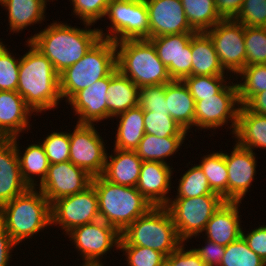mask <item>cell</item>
<instances>
[{
	"label": "cell",
	"instance_id": "cell-25",
	"mask_svg": "<svg viewBox=\"0 0 266 266\" xmlns=\"http://www.w3.org/2000/svg\"><path fill=\"white\" fill-rule=\"evenodd\" d=\"M165 99L170 116L187 133L195 128V101L183 81L165 84Z\"/></svg>",
	"mask_w": 266,
	"mask_h": 266
},
{
	"label": "cell",
	"instance_id": "cell-51",
	"mask_svg": "<svg viewBox=\"0 0 266 266\" xmlns=\"http://www.w3.org/2000/svg\"><path fill=\"white\" fill-rule=\"evenodd\" d=\"M18 246L0 223V266H9L12 251Z\"/></svg>",
	"mask_w": 266,
	"mask_h": 266
},
{
	"label": "cell",
	"instance_id": "cell-2",
	"mask_svg": "<svg viewBox=\"0 0 266 266\" xmlns=\"http://www.w3.org/2000/svg\"><path fill=\"white\" fill-rule=\"evenodd\" d=\"M25 45L29 50L20 59L17 92L37 115L57 108L62 101L59 74L51 61L29 41Z\"/></svg>",
	"mask_w": 266,
	"mask_h": 266
},
{
	"label": "cell",
	"instance_id": "cell-36",
	"mask_svg": "<svg viewBox=\"0 0 266 266\" xmlns=\"http://www.w3.org/2000/svg\"><path fill=\"white\" fill-rule=\"evenodd\" d=\"M188 168L178 181L175 198H195L216 194L211 190L207 177L198 164H194L193 167L191 165V168Z\"/></svg>",
	"mask_w": 266,
	"mask_h": 266
},
{
	"label": "cell",
	"instance_id": "cell-43",
	"mask_svg": "<svg viewBox=\"0 0 266 266\" xmlns=\"http://www.w3.org/2000/svg\"><path fill=\"white\" fill-rule=\"evenodd\" d=\"M119 251L125 255L127 266H160L166 258L157 250L137 245H119Z\"/></svg>",
	"mask_w": 266,
	"mask_h": 266
},
{
	"label": "cell",
	"instance_id": "cell-42",
	"mask_svg": "<svg viewBox=\"0 0 266 266\" xmlns=\"http://www.w3.org/2000/svg\"><path fill=\"white\" fill-rule=\"evenodd\" d=\"M45 149L49 164H57L69 160L70 140L66 131H52L41 142Z\"/></svg>",
	"mask_w": 266,
	"mask_h": 266
},
{
	"label": "cell",
	"instance_id": "cell-29",
	"mask_svg": "<svg viewBox=\"0 0 266 266\" xmlns=\"http://www.w3.org/2000/svg\"><path fill=\"white\" fill-rule=\"evenodd\" d=\"M115 119L119 120V123L115 131L113 147L135 151L145 134L144 110L137 105L115 116Z\"/></svg>",
	"mask_w": 266,
	"mask_h": 266
},
{
	"label": "cell",
	"instance_id": "cell-49",
	"mask_svg": "<svg viewBox=\"0 0 266 266\" xmlns=\"http://www.w3.org/2000/svg\"><path fill=\"white\" fill-rule=\"evenodd\" d=\"M245 232L242 230V237L248 247L266 261V225H259L258 228Z\"/></svg>",
	"mask_w": 266,
	"mask_h": 266
},
{
	"label": "cell",
	"instance_id": "cell-16",
	"mask_svg": "<svg viewBox=\"0 0 266 266\" xmlns=\"http://www.w3.org/2000/svg\"><path fill=\"white\" fill-rule=\"evenodd\" d=\"M148 9L150 38L195 33L190 27L181 0H144Z\"/></svg>",
	"mask_w": 266,
	"mask_h": 266
},
{
	"label": "cell",
	"instance_id": "cell-5",
	"mask_svg": "<svg viewBox=\"0 0 266 266\" xmlns=\"http://www.w3.org/2000/svg\"><path fill=\"white\" fill-rule=\"evenodd\" d=\"M115 46L117 69L139 88L173 81L149 39L121 40Z\"/></svg>",
	"mask_w": 266,
	"mask_h": 266
},
{
	"label": "cell",
	"instance_id": "cell-55",
	"mask_svg": "<svg viewBox=\"0 0 266 266\" xmlns=\"http://www.w3.org/2000/svg\"><path fill=\"white\" fill-rule=\"evenodd\" d=\"M160 266H172V263L167 258H165Z\"/></svg>",
	"mask_w": 266,
	"mask_h": 266
},
{
	"label": "cell",
	"instance_id": "cell-52",
	"mask_svg": "<svg viewBox=\"0 0 266 266\" xmlns=\"http://www.w3.org/2000/svg\"><path fill=\"white\" fill-rule=\"evenodd\" d=\"M217 12L222 19H234L244 0H215Z\"/></svg>",
	"mask_w": 266,
	"mask_h": 266
},
{
	"label": "cell",
	"instance_id": "cell-22",
	"mask_svg": "<svg viewBox=\"0 0 266 266\" xmlns=\"http://www.w3.org/2000/svg\"><path fill=\"white\" fill-rule=\"evenodd\" d=\"M241 203L225 201L208 221L204 230L205 238L223 246L240 238L243 230L242 215L239 214Z\"/></svg>",
	"mask_w": 266,
	"mask_h": 266
},
{
	"label": "cell",
	"instance_id": "cell-18",
	"mask_svg": "<svg viewBox=\"0 0 266 266\" xmlns=\"http://www.w3.org/2000/svg\"><path fill=\"white\" fill-rule=\"evenodd\" d=\"M109 75L77 92L67 104L71 106L78 124H97L107 119ZM95 122V123H94Z\"/></svg>",
	"mask_w": 266,
	"mask_h": 266
},
{
	"label": "cell",
	"instance_id": "cell-28",
	"mask_svg": "<svg viewBox=\"0 0 266 266\" xmlns=\"http://www.w3.org/2000/svg\"><path fill=\"white\" fill-rule=\"evenodd\" d=\"M192 75L226 76L210 36L206 32H195L191 38Z\"/></svg>",
	"mask_w": 266,
	"mask_h": 266
},
{
	"label": "cell",
	"instance_id": "cell-30",
	"mask_svg": "<svg viewBox=\"0 0 266 266\" xmlns=\"http://www.w3.org/2000/svg\"><path fill=\"white\" fill-rule=\"evenodd\" d=\"M12 139L15 143V148L18 154L23 180L30 188H35L43 182L48 173L49 161L45 149L38 141V144L34 143L29 145L26 149H23L25 152L22 153L19 149L22 147L19 146V136ZM35 177H37V179Z\"/></svg>",
	"mask_w": 266,
	"mask_h": 266
},
{
	"label": "cell",
	"instance_id": "cell-47",
	"mask_svg": "<svg viewBox=\"0 0 266 266\" xmlns=\"http://www.w3.org/2000/svg\"><path fill=\"white\" fill-rule=\"evenodd\" d=\"M139 106L144 111L166 112V115H170L165 99V84L140 87Z\"/></svg>",
	"mask_w": 266,
	"mask_h": 266
},
{
	"label": "cell",
	"instance_id": "cell-34",
	"mask_svg": "<svg viewBox=\"0 0 266 266\" xmlns=\"http://www.w3.org/2000/svg\"><path fill=\"white\" fill-rule=\"evenodd\" d=\"M199 166L207 177L211 190L228 201V170L225 163V153L214 151L204 155Z\"/></svg>",
	"mask_w": 266,
	"mask_h": 266
},
{
	"label": "cell",
	"instance_id": "cell-24",
	"mask_svg": "<svg viewBox=\"0 0 266 266\" xmlns=\"http://www.w3.org/2000/svg\"><path fill=\"white\" fill-rule=\"evenodd\" d=\"M139 89L116 67L109 74L107 119L110 121L113 117L139 105Z\"/></svg>",
	"mask_w": 266,
	"mask_h": 266
},
{
	"label": "cell",
	"instance_id": "cell-37",
	"mask_svg": "<svg viewBox=\"0 0 266 266\" xmlns=\"http://www.w3.org/2000/svg\"><path fill=\"white\" fill-rule=\"evenodd\" d=\"M220 266H266V261L253 252L241 236L225 246Z\"/></svg>",
	"mask_w": 266,
	"mask_h": 266
},
{
	"label": "cell",
	"instance_id": "cell-17",
	"mask_svg": "<svg viewBox=\"0 0 266 266\" xmlns=\"http://www.w3.org/2000/svg\"><path fill=\"white\" fill-rule=\"evenodd\" d=\"M230 155L225 153L228 170V201L241 202L252 186L256 174V154L234 143Z\"/></svg>",
	"mask_w": 266,
	"mask_h": 266
},
{
	"label": "cell",
	"instance_id": "cell-10",
	"mask_svg": "<svg viewBox=\"0 0 266 266\" xmlns=\"http://www.w3.org/2000/svg\"><path fill=\"white\" fill-rule=\"evenodd\" d=\"M99 219L98 197L92 184L82 192L59 198L51 204V226L59 225L63 234Z\"/></svg>",
	"mask_w": 266,
	"mask_h": 266
},
{
	"label": "cell",
	"instance_id": "cell-20",
	"mask_svg": "<svg viewBox=\"0 0 266 266\" xmlns=\"http://www.w3.org/2000/svg\"><path fill=\"white\" fill-rule=\"evenodd\" d=\"M35 113L17 91H0V138L12 139L30 131L31 117Z\"/></svg>",
	"mask_w": 266,
	"mask_h": 266
},
{
	"label": "cell",
	"instance_id": "cell-48",
	"mask_svg": "<svg viewBox=\"0 0 266 266\" xmlns=\"http://www.w3.org/2000/svg\"><path fill=\"white\" fill-rule=\"evenodd\" d=\"M185 246L187 244L185 245L183 242L166 257L172 263V266H207L193 248L188 250Z\"/></svg>",
	"mask_w": 266,
	"mask_h": 266
},
{
	"label": "cell",
	"instance_id": "cell-4",
	"mask_svg": "<svg viewBox=\"0 0 266 266\" xmlns=\"http://www.w3.org/2000/svg\"><path fill=\"white\" fill-rule=\"evenodd\" d=\"M98 197L100 219L122 233L153 206L136 187L109 182L102 175L92 177Z\"/></svg>",
	"mask_w": 266,
	"mask_h": 266
},
{
	"label": "cell",
	"instance_id": "cell-50",
	"mask_svg": "<svg viewBox=\"0 0 266 266\" xmlns=\"http://www.w3.org/2000/svg\"><path fill=\"white\" fill-rule=\"evenodd\" d=\"M205 246L193 248L207 266H220L225 253V246L205 238Z\"/></svg>",
	"mask_w": 266,
	"mask_h": 266
},
{
	"label": "cell",
	"instance_id": "cell-13",
	"mask_svg": "<svg viewBox=\"0 0 266 266\" xmlns=\"http://www.w3.org/2000/svg\"><path fill=\"white\" fill-rule=\"evenodd\" d=\"M67 235L83 260H102L103 255L112 253V248L119 250L121 233L101 219L76 227Z\"/></svg>",
	"mask_w": 266,
	"mask_h": 266
},
{
	"label": "cell",
	"instance_id": "cell-46",
	"mask_svg": "<svg viewBox=\"0 0 266 266\" xmlns=\"http://www.w3.org/2000/svg\"><path fill=\"white\" fill-rule=\"evenodd\" d=\"M234 20L244 26L266 27V0H244Z\"/></svg>",
	"mask_w": 266,
	"mask_h": 266
},
{
	"label": "cell",
	"instance_id": "cell-6",
	"mask_svg": "<svg viewBox=\"0 0 266 266\" xmlns=\"http://www.w3.org/2000/svg\"><path fill=\"white\" fill-rule=\"evenodd\" d=\"M116 67L115 42L100 38L78 62L59 74L62 100L65 98L67 103L77 92L107 77Z\"/></svg>",
	"mask_w": 266,
	"mask_h": 266
},
{
	"label": "cell",
	"instance_id": "cell-33",
	"mask_svg": "<svg viewBox=\"0 0 266 266\" xmlns=\"http://www.w3.org/2000/svg\"><path fill=\"white\" fill-rule=\"evenodd\" d=\"M106 16L110 21L109 26L107 25L106 32L101 27L98 29L100 37L115 43L129 39L130 0H111L105 18Z\"/></svg>",
	"mask_w": 266,
	"mask_h": 266
},
{
	"label": "cell",
	"instance_id": "cell-41",
	"mask_svg": "<svg viewBox=\"0 0 266 266\" xmlns=\"http://www.w3.org/2000/svg\"><path fill=\"white\" fill-rule=\"evenodd\" d=\"M246 66L266 64V27L245 26Z\"/></svg>",
	"mask_w": 266,
	"mask_h": 266
},
{
	"label": "cell",
	"instance_id": "cell-12",
	"mask_svg": "<svg viewBox=\"0 0 266 266\" xmlns=\"http://www.w3.org/2000/svg\"><path fill=\"white\" fill-rule=\"evenodd\" d=\"M206 33L224 71L236 77L246 66L245 26L234 19H222Z\"/></svg>",
	"mask_w": 266,
	"mask_h": 266
},
{
	"label": "cell",
	"instance_id": "cell-53",
	"mask_svg": "<svg viewBox=\"0 0 266 266\" xmlns=\"http://www.w3.org/2000/svg\"><path fill=\"white\" fill-rule=\"evenodd\" d=\"M245 106L257 114L266 115V91L254 95Z\"/></svg>",
	"mask_w": 266,
	"mask_h": 266
},
{
	"label": "cell",
	"instance_id": "cell-45",
	"mask_svg": "<svg viewBox=\"0 0 266 266\" xmlns=\"http://www.w3.org/2000/svg\"><path fill=\"white\" fill-rule=\"evenodd\" d=\"M73 6V14L82 23L95 24L104 18L111 0H69Z\"/></svg>",
	"mask_w": 266,
	"mask_h": 266
},
{
	"label": "cell",
	"instance_id": "cell-35",
	"mask_svg": "<svg viewBox=\"0 0 266 266\" xmlns=\"http://www.w3.org/2000/svg\"><path fill=\"white\" fill-rule=\"evenodd\" d=\"M239 104L244 106L254 95L266 91V64L245 66L237 75Z\"/></svg>",
	"mask_w": 266,
	"mask_h": 266
},
{
	"label": "cell",
	"instance_id": "cell-11",
	"mask_svg": "<svg viewBox=\"0 0 266 266\" xmlns=\"http://www.w3.org/2000/svg\"><path fill=\"white\" fill-rule=\"evenodd\" d=\"M95 125L76 123L73 132L69 131V161L92 177L103 174L108 153L102 135L100 136Z\"/></svg>",
	"mask_w": 266,
	"mask_h": 266
},
{
	"label": "cell",
	"instance_id": "cell-1",
	"mask_svg": "<svg viewBox=\"0 0 266 266\" xmlns=\"http://www.w3.org/2000/svg\"><path fill=\"white\" fill-rule=\"evenodd\" d=\"M83 25L85 28L80 29L70 23L53 21L27 41L46 56L60 74L78 62L101 38L99 28L90 29L93 24L89 23Z\"/></svg>",
	"mask_w": 266,
	"mask_h": 266
},
{
	"label": "cell",
	"instance_id": "cell-38",
	"mask_svg": "<svg viewBox=\"0 0 266 266\" xmlns=\"http://www.w3.org/2000/svg\"><path fill=\"white\" fill-rule=\"evenodd\" d=\"M196 76L190 75L182 81L188 87L194 101L201 100V97L214 96L218 94L230 81L233 76ZM232 77V78H231ZM231 78V79H230ZM228 79V80H227Z\"/></svg>",
	"mask_w": 266,
	"mask_h": 266
},
{
	"label": "cell",
	"instance_id": "cell-19",
	"mask_svg": "<svg viewBox=\"0 0 266 266\" xmlns=\"http://www.w3.org/2000/svg\"><path fill=\"white\" fill-rule=\"evenodd\" d=\"M174 168L162 162L143 161L136 188L153 207H165L171 192Z\"/></svg>",
	"mask_w": 266,
	"mask_h": 266
},
{
	"label": "cell",
	"instance_id": "cell-39",
	"mask_svg": "<svg viewBox=\"0 0 266 266\" xmlns=\"http://www.w3.org/2000/svg\"><path fill=\"white\" fill-rule=\"evenodd\" d=\"M145 134L157 137L188 136V133L166 112L144 111Z\"/></svg>",
	"mask_w": 266,
	"mask_h": 266
},
{
	"label": "cell",
	"instance_id": "cell-23",
	"mask_svg": "<svg viewBox=\"0 0 266 266\" xmlns=\"http://www.w3.org/2000/svg\"><path fill=\"white\" fill-rule=\"evenodd\" d=\"M113 155L107 153L102 176L111 183L136 187L143 161L136 151L113 148Z\"/></svg>",
	"mask_w": 266,
	"mask_h": 266
},
{
	"label": "cell",
	"instance_id": "cell-27",
	"mask_svg": "<svg viewBox=\"0 0 266 266\" xmlns=\"http://www.w3.org/2000/svg\"><path fill=\"white\" fill-rule=\"evenodd\" d=\"M232 137L243 148L252 151L258 148L266 149V115L250 111L245 105L240 106L237 126Z\"/></svg>",
	"mask_w": 266,
	"mask_h": 266
},
{
	"label": "cell",
	"instance_id": "cell-26",
	"mask_svg": "<svg viewBox=\"0 0 266 266\" xmlns=\"http://www.w3.org/2000/svg\"><path fill=\"white\" fill-rule=\"evenodd\" d=\"M49 0H0V5L7 10L9 32L19 34L27 27L43 24Z\"/></svg>",
	"mask_w": 266,
	"mask_h": 266
},
{
	"label": "cell",
	"instance_id": "cell-3",
	"mask_svg": "<svg viewBox=\"0 0 266 266\" xmlns=\"http://www.w3.org/2000/svg\"><path fill=\"white\" fill-rule=\"evenodd\" d=\"M0 223L19 245L51 226V204L37 187L29 188L0 206Z\"/></svg>",
	"mask_w": 266,
	"mask_h": 266
},
{
	"label": "cell",
	"instance_id": "cell-15",
	"mask_svg": "<svg viewBox=\"0 0 266 266\" xmlns=\"http://www.w3.org/2000/svg\"><path fill=\"white\" fill-rule=\"evenodd\" d=\"M194 33L153 37L157 56L167 67L172 80L182 81L192 75L191 38Z\"/></svg>",
	"mask_w": 266,
	"mask_h": 266
},
{
	"label": "cell",
	"instance_id": "cell-9",
	"mask_svg": "<svg viewBox=\"0 0 266 266\" xmlns=\"http://www.w3.org/2000/svg\"><path fill=\"white\" fill-rule=\"evenodd\" d=\"M232 80L216 95L201 97L195 102V132L196 129H211L228 125L233 135L237 126L240 109L237 84ZM232 83V84H231Z\"/></svg>",
	"mask_w": 266,
	"mask_h": 266
},
{
	"label": "cell",
	"instance_id": "cell-7",
	"mask_svg": "<svg viewBox=\"0 0 266 266\" xmlns=\"http://www.w3.org/2000/svg\"><path fill=\"white\" fill-rule=\"evenodd\" d=\"M182 243L166 207H152L121 233L119 241V245L149 247L166 257Z\"/></svg>",
	"mask_w": 266,
	"mask_h": 266
},
{
	"label": "cell",
	"instance_id": "cell-44",
	"mask_svg": "<svg viewBox=\"0 0 266 266\" xmlns=\"http://www.w3.org/2000/svg\"><path fill=\"white\" fill-rule=\"evenodd\" d=\"M150 39L148 9L144 0H130L129 39Z\"/></svg>",
	"mask_w": 266,
	"mask_h": 266
},
{
	"label": "cell",
	"instance_id": "cell-31",
	"mask_svg": "<svg viewBox=\"0 0 266 266\" xmlns=\"http://www.w3.org/2000/svg\"><path fill=\"white\" fill-rule=\"evenodd\" d=\"M186 138V136L160 138L153 134H144L135 151L142 161L170 164L166 159L178 153Z\"/></svg>",
	"mask_w": 266,
	"mask_h": 266
},
{
	"label": "cell",
	"instance_id": "cell-54",
	"mask_svg": "<svg viewBox=\"0 0 266 266\" xmlns=\"http://www.w3.org/2000/svg\"><path fill=\"white\" fill-rule=\"evenodd\" d=\"M83 262L81 266H105L102 260H83Z\"/></svg>",
	"mask_w": 266,
	"mask_h": 266
},
{
	"label": "cell",
	"instance_id": "cell-8",
	"mask_svg": "<svg viewBox=\"0 0 266 266\" xmlns=\"http://www.w3.org/2000/svg\"><path fill=\"white\" fill-rule=\"evenodd\" d=\"M173 199V200H172ZM225 200L219 194L195 198H170L165 206L183 242L204 235L205 227Z\"/></svg>",
	"mask_w": 266,
	"mask_h": 266
},
{
	"label": "cell",
	"instance_id": "cell-21",
	"mask_svg": "<svg viewBox=\"0 0 266 266\" xmlns=\"http://www.w3.org/2000/svg\"><path fill=\"white\" fill-rule=\"evenodd\" d=\"M29 188L21 175L13 139L0 138V206Z\"/></svg>",
	"mask_w": 266,
	"mask_h": 266
},
{
	"label": "cell",
	"instance_id": "cell-32",
	"mask_svg": "<svg viewBox=\"0 0 266 266\" xmlns=\"http://www.w3.org/2000/svg\"><path fill=\"white\" fill-rule=\"evenodd\" d=\"M186 18L195 32L210 30L222 18L217 12L215 0H181Z\"/></svg>",
	"mask_w": 266,
	"mask_h": 266
},
{
	"label": "cell",
	"instance_id": "cell-14",
	"mask_svg": "<svg viewBox=\"0 0 266 266\" xmlns=\"http://www.w3.org/2000/svg\"><path fill=\"white\" fill-rule=\"evenodd\" d=\"M92 176L84 169L65 161L49 164L46 178L37 186L52 204L59 198L84 191L91 185Z\"/></svg>",
	"mask_w": 266,
	"mask_h": 266
},
{
	"label": "cell",
	"instance_id": "cell-40",
	"mask_svg": "<svg viewBox=\"0 0 266 266\" xmlns=\"http://www.w3.org/2000/svg\"><path fill=\"white\" fill-rule=\"evenodd\" d=\"M4 43L0 39V91H17L21 58L15 57Z\"/></svg>",
	"mask_w": 266,
	"mask_h": 266
}]
</instances>
